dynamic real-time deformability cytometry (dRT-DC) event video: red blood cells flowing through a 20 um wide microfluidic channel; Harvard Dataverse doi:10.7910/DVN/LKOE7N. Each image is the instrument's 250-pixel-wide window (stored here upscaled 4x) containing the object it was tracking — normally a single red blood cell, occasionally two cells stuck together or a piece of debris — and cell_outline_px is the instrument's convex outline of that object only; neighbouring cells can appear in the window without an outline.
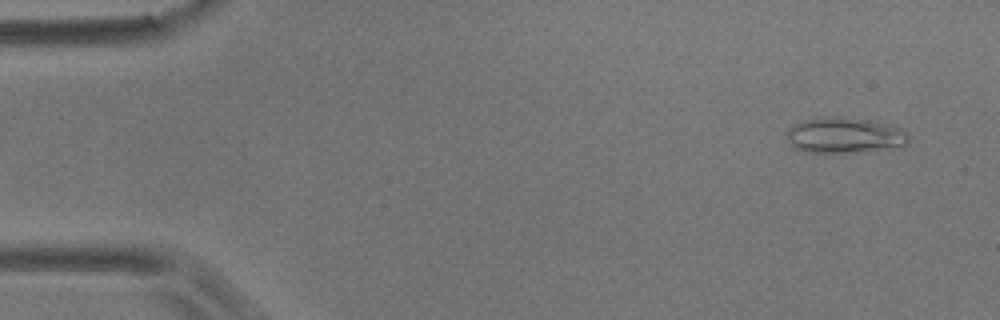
{"species": "common noctule bat (a hibernating species)", "species_latin": "Nyctalus noctula", "temperature_condition": "room temperature", "stored_images_in_passage": 57, "camera_frame_rate_fps": 3000, "um_per_image_px": 0.085, "animal": {"sex": "male", "body_mass_g": 17.9}, "frame": {"image": 1, "passage_image": 4, "time_ms": 1.0, "image_size_px": [1000, 320], "cell_outline_px": [[908, 144], [856, 152], [808, 152], [792, 148], [784, 132], [792, 124], [804, 120], [824, 116], [836, 116], [868, 120], [888, 124], [900, 128], [908, 132]], "centroid_in_image_um": [71.7, 11.48], "position_along_channel_um": 13.3, "area_um2": 25.32}}
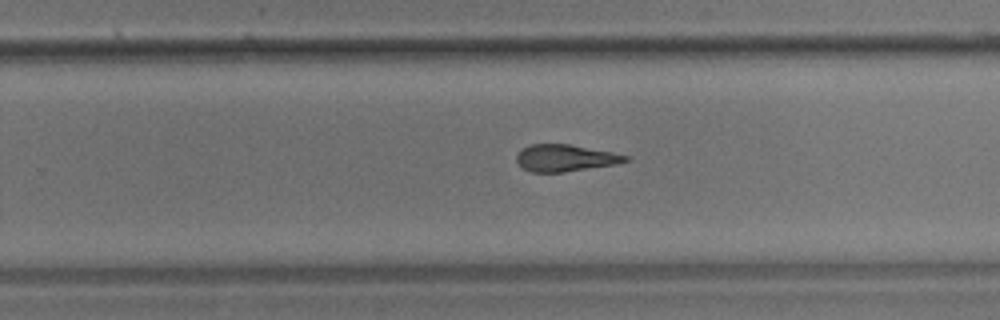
{"frame": {"image": 2, "passage_image": 36, "time_ms": 11.667, "image_size_px": [1000, 320], "cell_outline_px": [[628, 160], [616, 164], [564, 172], [532, 172], [524, 168], [516, 160], [516, 156], [524, 148], [532, 144], [568, 144], [612, 152], [628, 156]], "centroid_in_image_um": [48.05, 13.43], "position_along_channel_um": 281.8, "area_um2": 16.7}}
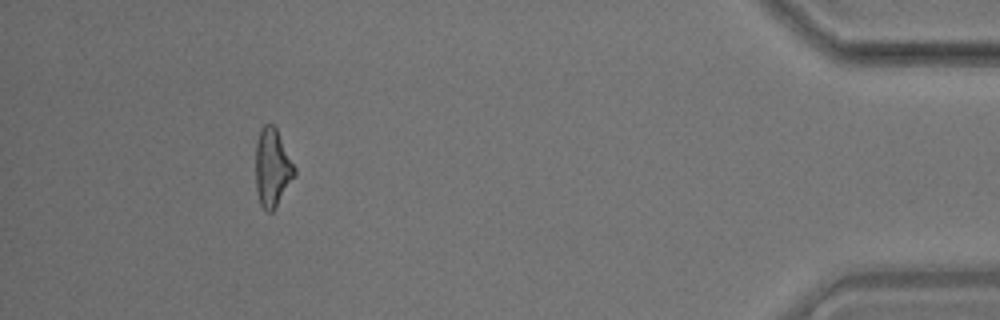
{"frame": {"image": 3, "passage_image": 52, "time_ms": 17.0, "image_size_px": [1000, 320], "cell_outline_px": [[296, 176], [276, 208], [272, 212], [268, 212], [260, 204], [256, 192], [256, 140], [260, 128], [264, 124], [272, 124], [276, 128], [296, 168]], "centroid_in_image_um": [23.16, 14.27], "position_along_channel_um": 412.0, "area_um2": 17.98}, "authors_computed_cell_mechanics": {"area_um2": 18.0914, "velocity_mm_per_s": 3.5577, "shape_relaxation_time_tau1_ms": 5.4904, "shape_relaxation_time_tau2_ms": 3.0886, "deformation_change_tau1": 0.1864, "deformation_change_tau2": 0.126}}